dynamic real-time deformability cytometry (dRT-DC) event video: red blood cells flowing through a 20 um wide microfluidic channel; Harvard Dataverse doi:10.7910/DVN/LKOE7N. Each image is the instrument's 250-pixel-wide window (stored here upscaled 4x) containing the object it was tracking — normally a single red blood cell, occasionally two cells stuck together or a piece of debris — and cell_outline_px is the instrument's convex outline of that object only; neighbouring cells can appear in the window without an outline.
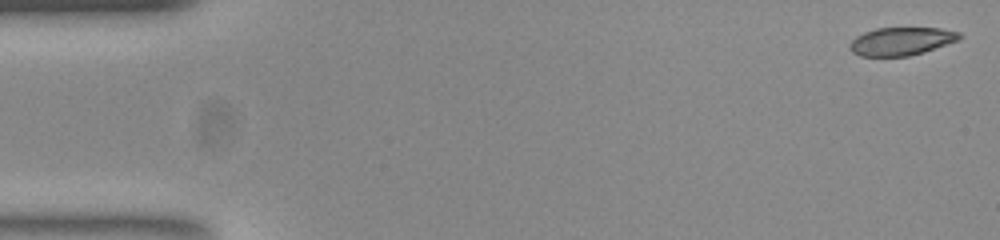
{"species": "common noctule bat (a hibernating species)", "species_latin": "Nyctalus noctula", "temperature_condition": "room temperature", "stored_images_in_passage": 52, "camera_frame_rate_fps": 3000, "um_per_image_px": 0.085, "animal": {"sex": "female", "body_mass_g": 23.0, "forearm_length_mm": 53.4}, "frame": {"image": 1, "passage_image": 1, "time_ms": 0.0, "image_size_px": [1000, 240], "cell_outline_px": [[964, 36], [960, 40], [924, 52], [908, 56], [860, 56], [852, 52], [848, 48], [848, 44], [856, 36], [864, 32], [876, 28], [940, 28], [960, 32]], "centroid_in_image_um": [76.62, 3.51], "position_along_channel_um": 8.4, "area_um2": 18.15}}
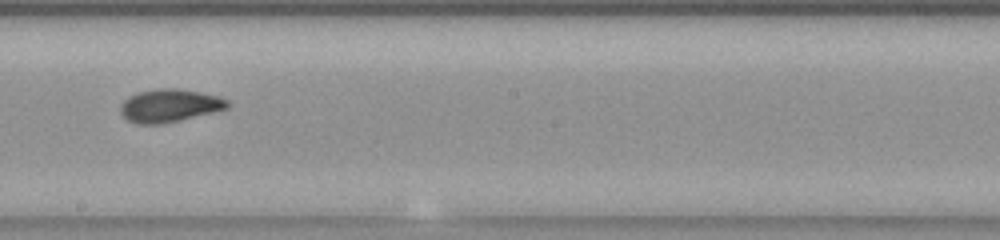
{"frame": {"image": 2, "passage_image": 29, "time_ms": 9.333, "image_size_px": [1000, 240], "cell_outline_px": [[232, 104], [228, 108], [180, 120], [160, 124], [136, 124], [128, 120], [120, 112], [120, 104], [128, 96], [136, 92], [160, 88], [180, 88], [220, 96], [228, 100]], "centroid_in_image_um": [14.41, 8.96], "position_along_channel_um": 233.8, "area_um2": 20.75}}
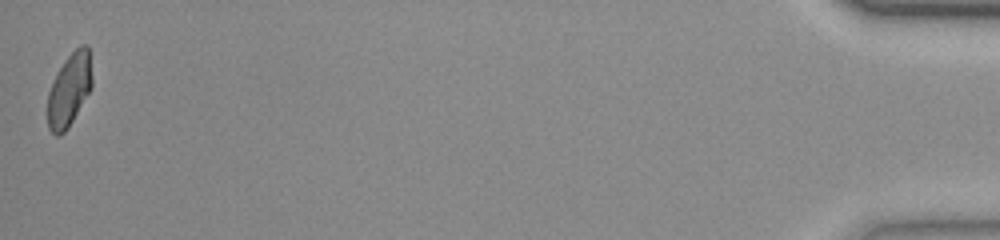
{"frame": {"image": 3, "passage_image": 52, "time_ms": 17.0, "image_size_px": [1000, 240], "cell_outline_px": [[92, 88], [68, 128], [60, 136], [56, 136], [48, 128], [48, 92], [56, 72], [64, 60], [80, 44], [88, 44], [92, 76]], "centroid_in_image_um": [5.9, 7.62], "position_along_channel_um": 429.3, "area_um2": 19.07}, "authors_computed_cell_mechanics": {"area_um2": 19.4786, "velocity_mm_per_s": 3.8584, "shape_relaxation_time_tau1_ms": 3.0771, "shape_relaxation_time_tau2_ms": 1.4313, "deformation_change_tau1": 0.1508, "deformation_change_tau2": 0.0728}}